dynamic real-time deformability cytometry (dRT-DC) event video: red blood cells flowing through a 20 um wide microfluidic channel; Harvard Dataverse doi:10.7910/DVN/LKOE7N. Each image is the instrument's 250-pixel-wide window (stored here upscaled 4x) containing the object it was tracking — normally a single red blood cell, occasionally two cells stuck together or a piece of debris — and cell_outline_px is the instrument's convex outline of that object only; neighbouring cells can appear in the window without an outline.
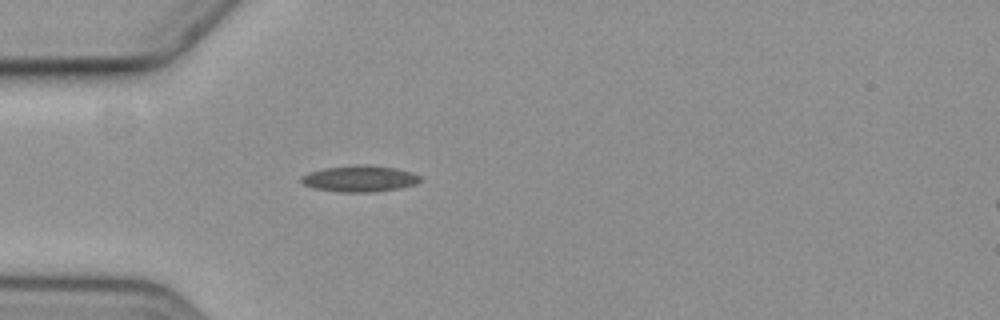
{"species": "common noctule bat (a hibernating species)", "species_latin": "Nyctalus noctula", "temperature_condition": "cold", "stored_images_in_passage": 16, "camera_frame_rate_fps": 3000, "um_per_image_px": 0.085, "animal": {"sex": "female", "body_mass_g": 19.3, "forearm_length_mm": 54.1}, "frame": {"image": 1, "passage_image": 1, "time_ms": 0.0, "image_size_px": [1000, 320], "cell_outline_px": [[420, 180], [416, 184], [400, 188], [376, 192], [340, 192], [312, 188], [300, 184], [300, 176], [308, 172], [324, 168], [356, 164], [368, 164], [396, 168], [412, 172], [420, 176]], "centroid_in_image_um": [30.52, 15.18], "position_along_channel_um": 54.5, "area_um2": 18.61}}
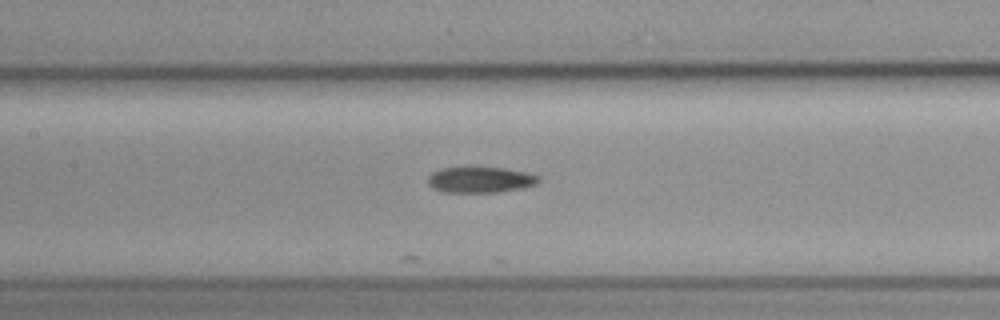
{"frame": {"image": 2, "passage_image": 11, "time_ms": 3.333, "image_size_px": [1000, 320], "cell_outline_px": [[540, 180], [536, 184], [520, 188], [496, 192], [444, 192], [432, 188], [428, 184], [428, 176], [432, 172], [440, 168], [468, 164], [504, 168], [524, 172], [540, 176]], "centroid_in_image_um": [40.75, 15.22], "position_along_channel_um": 166.6, "area_um2": 17.4}}